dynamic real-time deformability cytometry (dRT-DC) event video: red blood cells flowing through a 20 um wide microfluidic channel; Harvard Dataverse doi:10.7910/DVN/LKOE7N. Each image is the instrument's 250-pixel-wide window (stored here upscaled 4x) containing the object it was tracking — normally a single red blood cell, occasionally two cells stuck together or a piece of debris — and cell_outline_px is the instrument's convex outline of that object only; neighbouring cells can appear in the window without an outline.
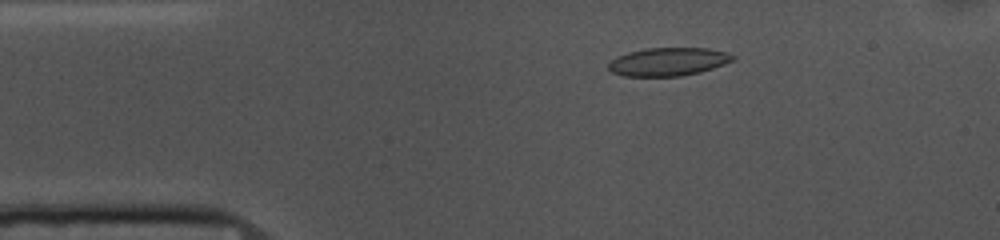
{"species": "common noctule bat (a hibernating species)", "species_latin": "Nyctalus noctula", "temperature_condition": "cold", "stored_images_in_passage": 52, "camera_frame_rate_fps": 3000, "um_per_image_px": 0.085, "animal": {"sex": "female", "body_mass_g": 10.0, "forearm_length_mm": 53.1}, "frame": {"image": 1, "passage_image": 8, "time_ms": 2.333, "image_size_px": [1000, 240], "cell_outline_px": [[736, 56], [732, 60], [724, 64], [700, 72], [680, 76], [624, 76], [612, 72], [608, 68], [608, 64], [616, 56], [628, 52], [648, 48], [708, 48], [728, 52]], "centroid_in_image_um": [56.8, 5.24], "position_along_channel_um": 28.2, "area_um2": 20.4}}
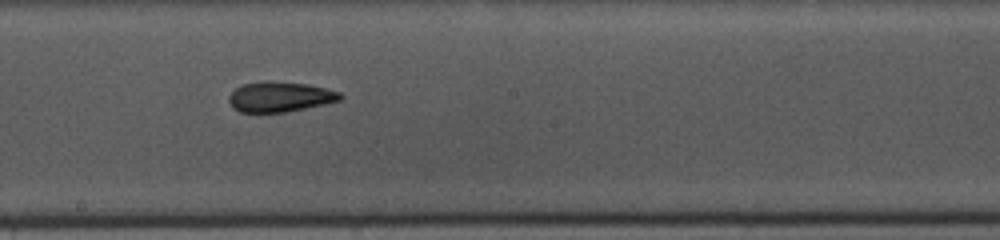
{"frame": {"image": 2, "passage_image": 27, "time_ms": 8.667, "image_size_px": [1000, 240], "cell_outline_px": [[344, 100], [288, 112], [240, 112], [232, 108], [228, 100], [228, 96], [236, 88], [244, 84], [264, 80], [308, 84], [340, 92], [344, 96]], "centroid_in_image_um": [23.82, 8.23], "position_along_channel_um": 224.4, "area_um2": 19.83}}
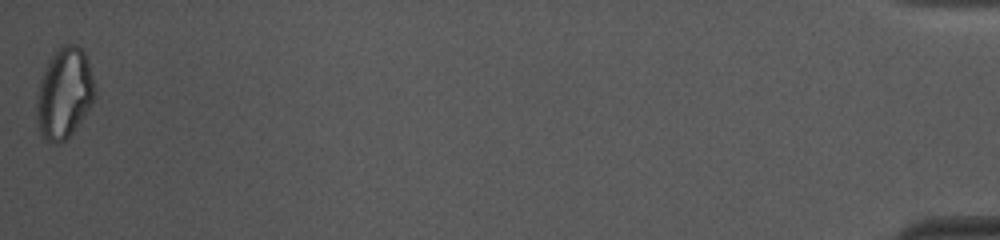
{"frame": {"image": 3, "passage_image": 52, "time_ms": 17.0, "image_size_px": [1000, 240], "cell_outline_px": [[96, 96], [92, 104], [72, 132], [60, 144], [56, 144], [44, 140], [40, 136], [36, 120], [36, 96], [40, 80], [44, 68], [52, 52], [60, 44], [76, 44], [84, 52], [88, 60], [96, 84]], "centroid_in_image_um": [5.45, 7.9], "position_along_channel_um": 429.8, "area_um2": 31.5}, "authors_computed_cell_mechanics": {"area_um2": 20.5768, "velocity_mm_per_s": 3.7096, "shape_relaxation_time_tau1_ms": null, "shape_relaxation_time_tau2_ms": 3.3609, "deformation_change_tau1": null, "deformation_change_tau2": 0.0926}}